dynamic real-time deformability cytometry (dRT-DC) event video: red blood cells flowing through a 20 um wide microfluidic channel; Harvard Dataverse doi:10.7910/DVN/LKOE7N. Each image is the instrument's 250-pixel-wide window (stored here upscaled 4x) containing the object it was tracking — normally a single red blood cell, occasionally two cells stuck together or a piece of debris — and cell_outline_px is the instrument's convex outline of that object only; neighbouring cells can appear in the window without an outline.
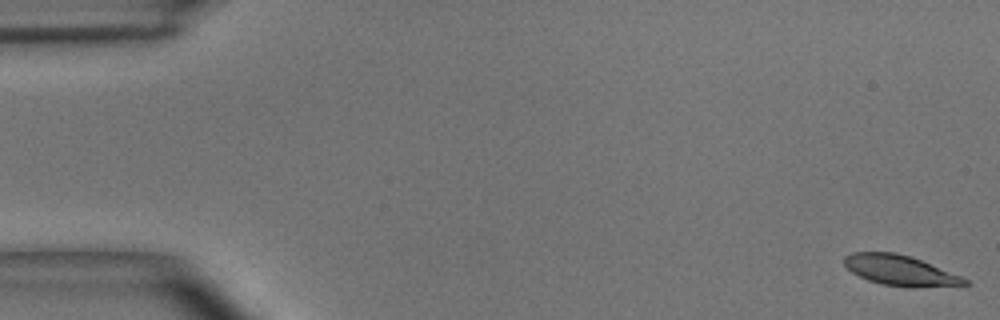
{"species": "common noctule bat (a hibernating species)", "species_latin": "Nyctalus noctula", "temperature_condition": "room temperature", "stored_images_in_passage": 51, "camera_frame_rate_fps": 3000, "um_per_image_px": 0.085, "animal": {"sex": "male", "body_mass_g": 15.6}, "frame": {"image": 1, "passage_image": 1, "time_ms": 0.0, "image_size_px": [1000, 320], "cell_outline_px": [[972, 284], [916, 288], [908, 288], [880, 284], [868, 280], [852, 272], [844, 264], [844, 256], [852, 252], [892, 252], [908, 256], [920, 260], [960, 276], [968, 280]], "centroid_in_image_um": [76.5, 23.0], "position_along_channel_um": 8.5, "area_um2": 21.15}}
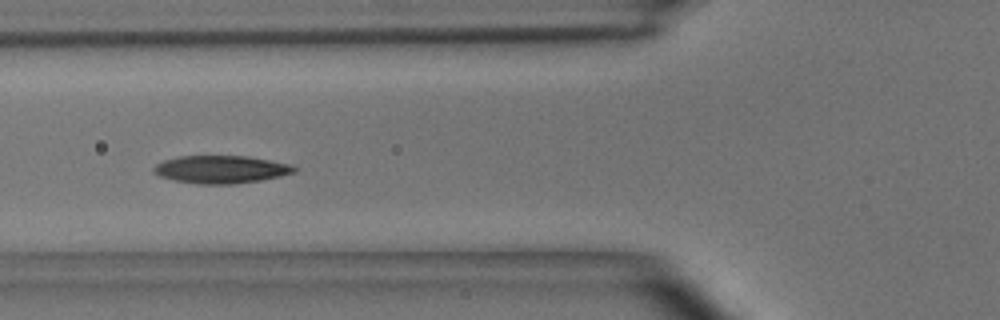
{"frame": {"image": 2, "passage_image": 19, "time_ms": 6.0, "image_size_px": [1000, 320], "cell_outline_px": [[296, 172], [280, 176], [260, 180], [232, 184], [196, 184], [172, 180], [160, 176], [152, 172], [152, 168], [156, 164], [164, 160], [180, 156], [248, 156], [288, 164], [296, 168]], "centroid_in_image_um": [18.73, 14.4], "position_along_channel_um": 107.1, "area_um2": 22.66}}
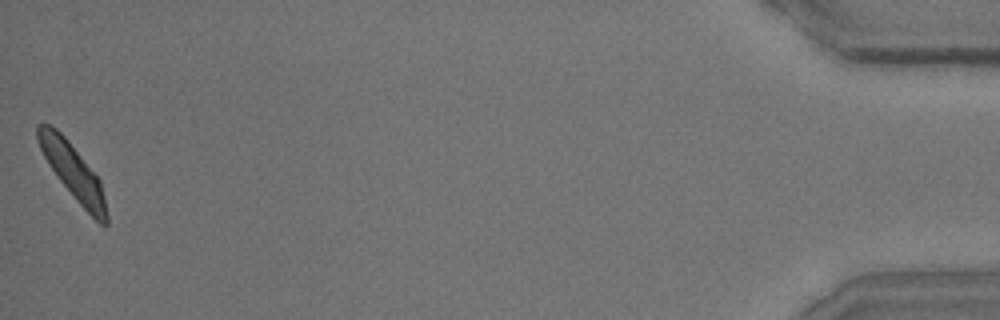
{"frame": {"image": 3, "passage_image": 51, "time_ms": 16.667, "image_size_px": [1000, 320], "cell_outline_px": [[108, 224], [104, 228], [76, 200], [60, 180], [48, 164], [36, 140], [36, 124], [48, 124], [56, 128], [64, 136], [100, 180], [104, 196], [108, 216]], "centroid_in_image_um": [6.19, 14.59], "position_along_channel_um": 429.0, "area_um2": 21.73}, "authors_computed_cell_mechanics": {"area_um2": 22.4842, "velocity_mm_per_s": 3.9015, "shape_relaxation_time_tau1_ms": 2.7307, "shape_relaxation_time_tau2_ms": 1.6459, "deformation_change_tau1": 0.1277, "deformation_change_tau2": 0.0688}}